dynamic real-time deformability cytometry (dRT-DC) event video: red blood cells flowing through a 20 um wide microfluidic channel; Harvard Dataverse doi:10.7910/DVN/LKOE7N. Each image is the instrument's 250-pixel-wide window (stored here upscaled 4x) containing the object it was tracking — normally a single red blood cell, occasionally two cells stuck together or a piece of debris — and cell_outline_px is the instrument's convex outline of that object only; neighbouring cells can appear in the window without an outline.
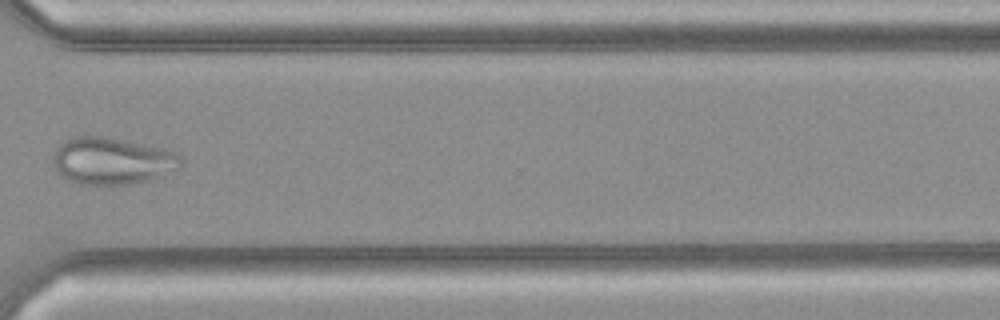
{"species": "common noctule bat (a hibernating species)", "species_latin": "Nyctalus noctula", "temperature_condition": "cold", "stored_images_in_passage": 33, "camera_frame_rate_fps": 3000, "um_per_image_px": 0.085, "animal": {"sex": "female", "body_mass_g": 21.9}, "frame": {"image": 1, "passage_image": 24, "time_ms": 7.667, "image_size_px": [1000, 320], "cell_outline_px": [[184, 160], [180, 168], [160, 176], [128, 184], [80, 184], [68, 180], [60, 176], [56, 172], [52, 160], [52, 152], [64, 140], [72, 136], [108, 136], [164, 148], [180, 156]], "centroid_in_image_um": [9.48, 13.65], "position_along_channel_um": 361.1, "area_um2": 35.32}}